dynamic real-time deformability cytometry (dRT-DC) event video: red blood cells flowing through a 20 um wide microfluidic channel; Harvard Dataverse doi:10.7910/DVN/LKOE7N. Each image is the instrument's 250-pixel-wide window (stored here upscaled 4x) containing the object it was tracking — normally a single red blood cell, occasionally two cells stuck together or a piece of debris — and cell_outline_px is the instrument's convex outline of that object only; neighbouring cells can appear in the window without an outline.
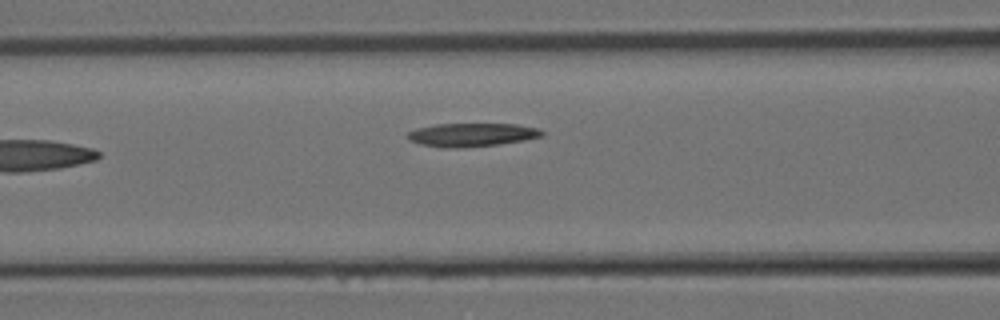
{"species": "Egyptian fruit bat (a non-hibernating species)", "species_latin": "Rousettus aegyptiacus", "temperature_condition": "room temperature", "stored_images_in_passage": 11, "camera_frame_rate_fps": 3000, "um_per_image_px": 0.085, "animal": {"sex": "female"}, "frame": {"image": 1, "passage_image": 11, "time_ms": 3.333, "image_size_px": [1000, 320], "cell_outline_px": [[544, 136], [524, 140], [500, 144], [460, 148], [444, 148], [420, 144], [408, 140], [404, 136], [408, 132], [416, 128], [436, 124], [516, 124], [536, 128], [544, 132]], "centroid_in_image_um": [40.05, 11.46], "position_along_channel_um": 126.5, "area_um2": 18.5}}